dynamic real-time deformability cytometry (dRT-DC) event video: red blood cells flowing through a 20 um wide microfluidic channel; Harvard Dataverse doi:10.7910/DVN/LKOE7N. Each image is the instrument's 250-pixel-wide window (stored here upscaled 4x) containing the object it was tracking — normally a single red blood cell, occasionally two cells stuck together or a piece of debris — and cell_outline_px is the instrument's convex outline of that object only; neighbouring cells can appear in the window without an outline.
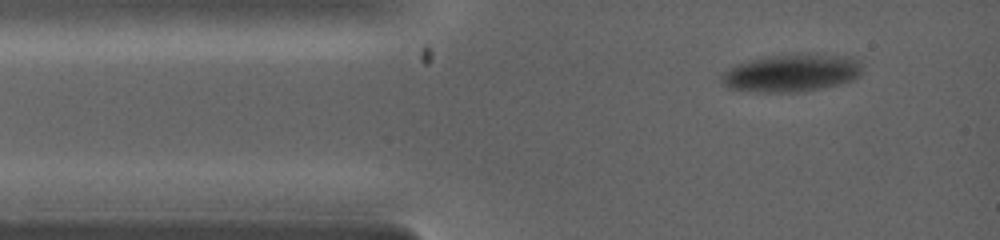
{"species": "common noctule bat (a hibernating species)", "species_latin": "Nyctalus noctula", "temperature_condition": "warm", "stored_images_in_passage": 3, "camera_frame_rate_fps": 5000, "um_per_image_px": 0.085, "animal": {"sex": "female", "body_mass_g": 19.0, "forearm_length_mm": 53.3}, "frame": {"image": 1, "passage_image": 1, "time_ms": 0.0, "image_size_px": [1000, 240], "cell_outline_px": [[860, 72], [856, 76], [848, 80], [836, 84], [796, 92], [764, 92], [732, 88], [724, 84], [724, 72], [736, 64], [768, 56], [796, 52], [816, 52], [844, 56], [856, 64], [860, 68]], "centroid_in_image_um": [67.23, 6.16], "position_along_channel_um": 17.8, "area_um2": 30.0}}
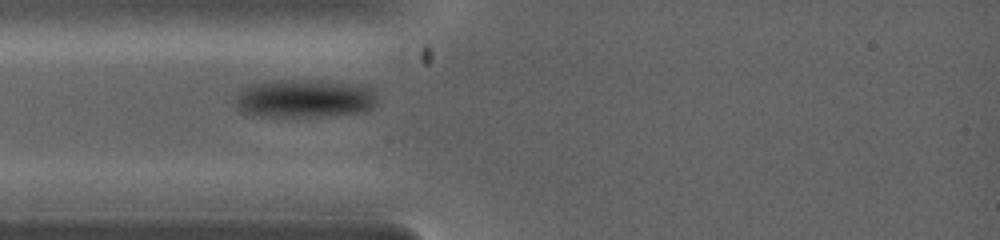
{"frame": {"image": 2, "passage_image": 3, "time_ms": 1.4, "image_size_px": [1000, 240], "cell_outline_px": [[376, 104], [372, 108], [364, 112], [336, 116], [252, 116], [240, 112], [236, 104], [236, 100], [240, 92], [252, 84], [264, 80], [324, 80], [352, 84], [372, 88], [376, 96]], "centroid_in_image_um": [25.9, 8.38], "position_along_channel_um": 59.1, "area_um2": 32.02}}